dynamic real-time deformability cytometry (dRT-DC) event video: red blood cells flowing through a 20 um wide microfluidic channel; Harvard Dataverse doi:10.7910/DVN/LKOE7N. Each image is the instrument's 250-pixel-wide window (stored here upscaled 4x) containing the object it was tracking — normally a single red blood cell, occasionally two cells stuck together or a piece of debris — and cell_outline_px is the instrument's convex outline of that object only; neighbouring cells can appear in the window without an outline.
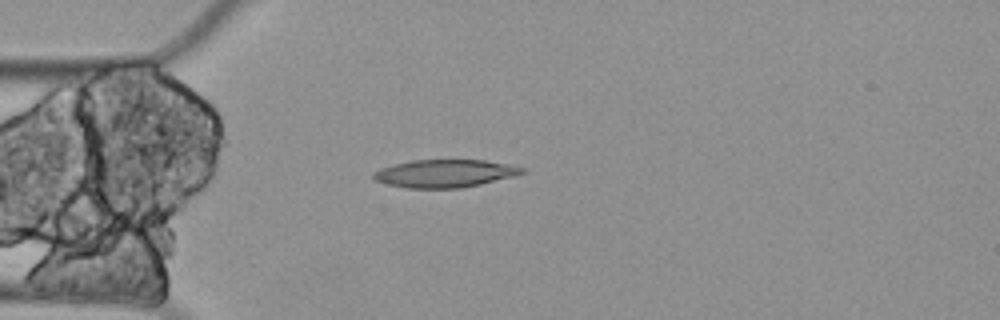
{"species": "Egyptian fruit bat (a non-hibernating species)", "species_latin": "Rousettus aegyptiacus", "temperature_condition": "cold", "stored_images_in_passage": 2, "camera_frame_rate_fps": 3000, "um_per_image_px": 0.085, "animal": {"sex": "female"}, "frame": {"image": 1, "passage_image": 2, "time_ms": 0.333, "image_size_px": [1000, 320], "cell_outline_px": [[528, 172], [516, 176], [480, 184], [460, 188], [404, 188], [388, 184], [376, 180], [372, 176], [372, 172], [380, 168], [392, 164], [412, 160], [484, 160], [512, 164], [524, 168]], "centroid_in_image_um": [37.84, 14.74], "position_along_channel_um": 47.2, "area_um2": 24.33}}